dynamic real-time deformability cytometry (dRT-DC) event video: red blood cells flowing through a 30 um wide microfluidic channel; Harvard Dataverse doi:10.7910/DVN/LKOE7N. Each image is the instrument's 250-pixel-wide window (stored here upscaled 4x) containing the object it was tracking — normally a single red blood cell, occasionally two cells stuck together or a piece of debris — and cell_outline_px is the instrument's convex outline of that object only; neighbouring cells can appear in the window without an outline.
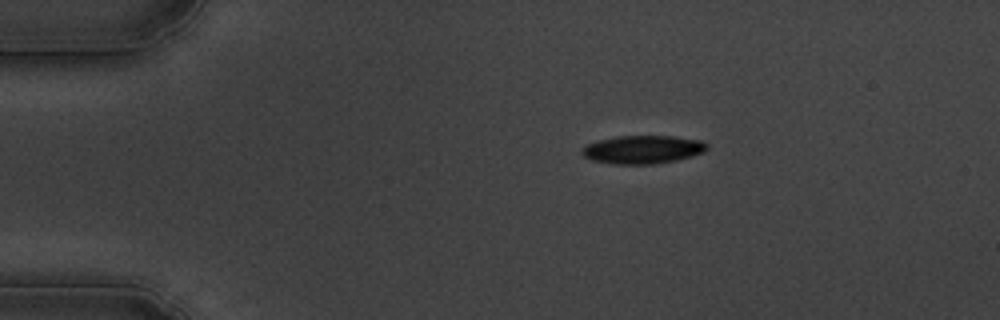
{"species": "common noctule bat (a hibernating species)", "species_latin": "Nyctalus noctula", "temperature_condition": "cold", "stored_images_in_passage": 46, "camera_frame_rate_fps": 3000, "um_per_image_px": 0.085, "animal": {"sex": "male", "body_mass_g": 19.5, "forearm_length_mm": 54.6}, "frame": {"image": 1, "passage_image": 1, "time_ms": 0.0, "image_size_px": [1000, 320], "cell_outline_px": [[708, 148], [704, 152], [692, 156], [676, 160], [656, 164], [616, 164], [592, 160], [584, 156], [580, 152], [580, 148], [596, 140], [616, 136], [676, 136], [700, 140], [708, 144]], "centroid_in_image_um": [54.63, 12.7], "position_along_channel_um": 30.4, "area_um2": 20.75}}
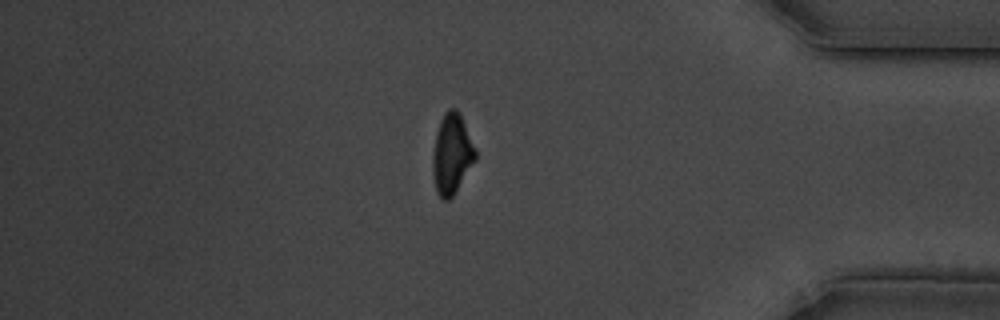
{"frame": {"image": 2, "passage_image": 38, "time_ms": 12.333, "image_size_px": [1000, 320], "cell_outline_px": [[476, 160], [452, 196], [448, 200], [444, 200], [440, 196], [436, 188], [432, 172], [432, 156], [436, 136], [440, 120], [444, 112], [448, 108], [456, 108], [460, 112], [476, 152]], "centroid_in_image_um": [38.4, 13.05], "position_along_channel_um": 396.8, "area_um2": 19.71}}
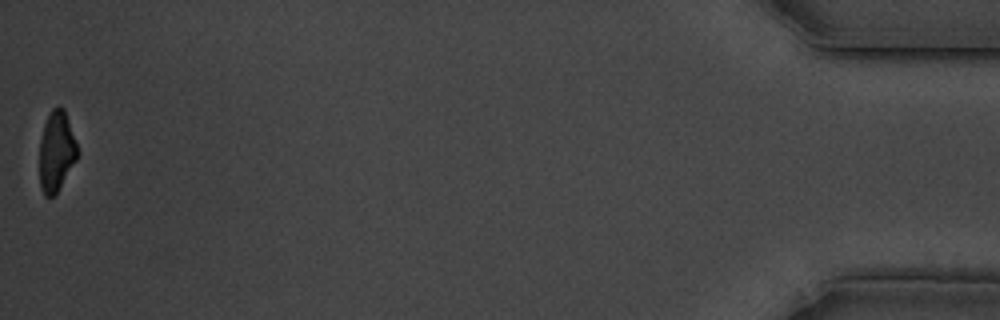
{"frame": {"image": 3, "passage_image": 46, "time_ms": 15.0, "image_size_px": [1000, 320], "cell_outline_px": [[80, 152], [76, 160], [56, 192], [52, 196], [44, 196], [40, 184], [40, 140], [44, 124], [52, 108], [60, 104], [64, 108]], "centroid_in_image_um": [4.81, 12.81], "position_along_channel_um": 430.4, "area_um2": 17.63}, "authors_computed_cell_mechanics": {"area_um2": 20.808, "velocity_mm_per_s": 3.6419, "shape_relaxation_time_tau1_ms": 3.7431, "shape_relaxation_time_tau2_ms": null, "deformation_change_tau1": 0.1181, "deformation_change_tau2": null}}